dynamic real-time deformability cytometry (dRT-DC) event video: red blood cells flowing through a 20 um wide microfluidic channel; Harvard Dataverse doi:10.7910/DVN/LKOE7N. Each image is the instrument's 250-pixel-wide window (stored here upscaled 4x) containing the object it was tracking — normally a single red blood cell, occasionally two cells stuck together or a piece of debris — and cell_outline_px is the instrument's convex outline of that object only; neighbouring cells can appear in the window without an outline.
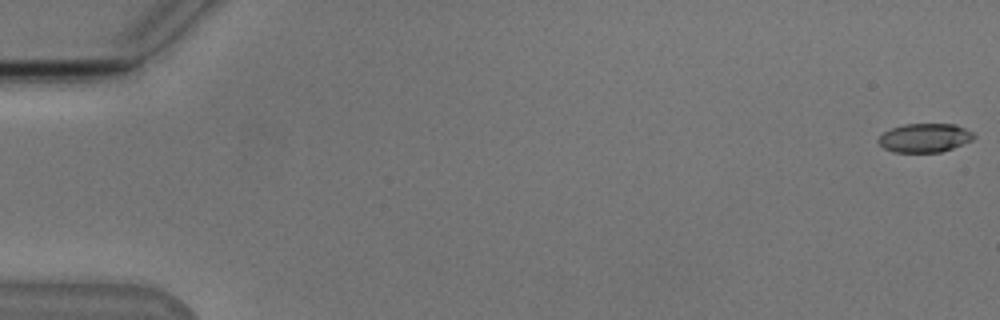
{"species": "Egyptian fruit bat (a non-hibernating species)", "species_latin": "Rousettus aegyptiacus", "temperature_condition": "cold", "stored_images_in_passage": 16, "camera_frame_rate_fps": 3000, "um_per_image_px": 0.085, "animal": {"sex": "male"}, "frame": {"image": 1, "passage_image": 1, "time_ms": 0.0, "image_size_px": [1000, 320], "cell_outline_px": [[976, 136], [972, 140], [952, 148], [940, 152], [892, 152], [884, 148], [876, 140], [884, 132], [892, 128], [904, 124], [956, 124], [972, 132]], "centroid_in_image_um": [78.59, 11.71], "position_along_channel_um": 6.4, "area_um2": 15.95}}